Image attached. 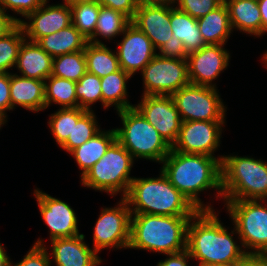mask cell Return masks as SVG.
I'll list each match as a JSON object with an SVG mask.
<instances>
[{"instance_id": "74e56055", "label": "cell", "mask_w": 267, "mask_h": 266, "mask_svg": "<svg viewBox=\"0 0 267 266\" xmlns=\"http://www.w3.org/2000/svg\"><path fill=\"white\" fill-rule=\"evenodd\" d=\"M49 256L51 255L39 238L20 262L15 265L11 262L10 266H50L52 259Z\"/></svg>"}, {"instance_id": "f6af8a7d", "label": "cell", "mask_w": 267, "mask_h": 266, "mask_svg": "<svg viewBox=\"0 0 267 266\" xmlns=\"http://www.w3.org/2000/svg\"><path fill=\"white\" fill-rule=\"evenodd\" d=\"M240 266H267V254L247 253Z\"/></svg>"}, {"instance_id": "277c9868", "label": "cell", "mask_w": 267, "mask_h": 266, "mask_svg": "<svg viewBox=\"0 0 267 266\" xmlns=\"http://www.w3.org/2000/svg\"><path fill=\"white\" fill-rule=\"evenodd\" d=\"M157 178H135L125 200L131 214L194 216L198 211L160 170ZM131 206L133 208H131Z\"/></svg>"}, {"instance_id": "7dc6e473", "label": "cell", "mask_w": 267, "mask_h": 266, "mask_svg": "<svg viewBox=\"0 0 267 266\" xmlns=\"http://www.w3.org/2000/svg\"><path fill=\"white\" fill-rule=\"evenodd\" d=\"M10 258L8 257L4 246L0 243V266H10Z\"/></svg>"}, {"instance_id": "b9f144b4", "label": "cell", "mask_w": 267, "mask_h": 266, "mask_svg": "<svg viewBox=\"0 0 267 266\" xmlns=\"http://www.w3.org/2000/svg\"><path fill=\"white\" fill-rule=\"evenodd\" d=\"M159 50L160 53H158V55L163 57L186 59L188 55L184 49L182 41L174 37H171L169 41L159 48Z\"/></svg>"}, {"instance_id": "f546056e", "label": "cell", "mask_w": 267, "mask_h": 266, "mask_svg": "<svg viewBox=\"0 0 267 266\" xmlns=\"http://www.w3.org/2000/svg\"><path fill=\"white\" fill-rule=\"evenodd\" d=\"M75 86V81L50 75L45 81V109L52 102L61 105L62 109L78 108Z\"/></svg>"}, {"instance_id": "d4e9b609", "label": "cell", "mask_w": 267, "mask_h": 266, "mask_svg": "<svg viewBox=\"0 0 267 266\" xmlns=\"http://www.w3.org/2000/svg\"><path fill=\"white\" fill-rule=\"evenodd\" d=\"M198 27L205 43L225 45L232 30L229 11L223 2L215 10L197 19Z\"/></svg>"}, {"instance_id": "bcb514c9", "label": "cell", "mask_w": 267, "mask_h": 266, "mask_svg": "<svg viewBox=\"0 0 267 266\" xmlns=\"http://www.w3.org/2000/svg\"><path fill=\"white\" fill-rule=\"evenodd\" d=\"M259 10L262 18V35L267 32V0H258Z\"/></svg>"}, {"instance_id": "9c48e42d", "label": "cell", "mask_w": 267, "mask_h": 266, "mask_svg": "<svg viewBox=\"0 0 267 266\" xmlns=\"http://www.w3.org/2000/svg\"><path fill=\"white\" fill-rule=\"evenodd\" d=\"M183 121H225L224 106L216 87L188 84L172 95Z\"/></svg>"}, {"instance_id": "2e32d148", "label": "cell", "mask_w": 267, "mask_h": 266, "mask_svg": "<svg viewBox=\"0 0 267 266\" xmlns=\"http://www.w3.org/2000/svg\"><path fill=\"white\" fill-rule=\"evenodd\" d=\"M123 34L116 54L120 68L132 76L137 70L142 71L157 53L147 35L132 22Z\"/></svg>"}, {"instance_id": "ac0fdd59", "label": "cell", "mask_w": 267, "mask_h": 266, "mask_svg": "<svg viewBox=\"0 0 267 266\" xmlns=\"http://www.w3.org/2000/svg\"><path fill=\"white\" fill-rule=\"evenodd\" d=\"M131 22L147 35L155 50L173 37L170 27V3L140 1Z\"/></svg>"}, {"instance_id": "816d5d0a", "label": "cell", "mask_w": 267, "mask_h": 266, "mask_svg": "<svg viewBox=\"0 0 267 266\" xmlns=\"http://www.w3.org/2000/svg\"><path fill=\"white\" fill-rule=\"evenodd\" d=\"M6 123V121L2 118V117H0V129H1V125H4Z\"/></svg>"}, {"instance_id": "1f68e13d", "label": "cell", "mask_w": 267, "mask_h": 266, "mask_svg": "<svg viewBox=\"0 0 267 266\" xmlns=\"http://www.w3.org/2000/svg\"><path fill=\"white\" fill-rule=\"evenodd\" d=\"M95 116L93 110H90L86 111L78 121H73L72 135L60 147L70 153L97 135L101 130Z\"/></svg>"}, {"instance_id": "7bdbcfd3", "label": "cell", "mask_w": 267, "mask_h": 266, "mask_svg": "<svg viewBox=\"0 0 267 266\" xmlns=\"http://www.w3.org/2000/svg\"><path fill=\"white\" fill-rule=\"evenodd\" d=\"M22 19L13 17L0 9V38L10 33Z\"/></svg>"}, {"instance_id": "d6a6232c", "label": "cell", "mask_w": 267, "mask_h": 266, "mask_svg": "<svg viewBox=\"0 0 267 266\" xmlns=\"http://www.w3.org/2000/svg\"><path fill=\"white\" fill-rule=\"evenodd\" d=\"M100 7L98 1L70 5L72 24L87 39L94 34Z\"/></svg>"}, {"instance_id": "5bb4252c", "label": "cell", "mask_w": 267, "mask_h": 266, "mask_svg": "<svg viewBox=\"0 0 267 266\" xmlns=\"http://www.w3.org/2000/svg\"><path fill=\"white\" fill-rule=\"evenodd\" d=\"M224 45L208 44L187 55L188 75L191 84L216 87L212 84L228 66L229 51Z\"/></svg>"}, {"instance_id": "f907efd6", "label": "cell", "mask_w": 267, "mask_h": 266, "mask_svg": "<svg viewBox=\"0 0 267 266\" xmlns=\"http://www.w3.org/2000/svg\"><path fill=\"white\" fill-rule=\"evenodd\" d=\"M206 266H240V263L239 264H233V265H206Z\"/></svg>"}, {"instance_id": "484cf974", "label": "cell", "mask_w": 267, "mask_h": 266, "mask_svg": "<svg viewBox=\"0 0 267 266\" xmlns=\"http://www.w3.org/2000/svg\"><path fill=\"white\" fill-rule=\"evenodd\" d=\"M115 141L116 133L114 129L100 131L93 138L69 153L74 156L79 168H81V177H83L90 168L105 155L109 147Z\"/></svg>"}, {"instance_id": "e0dca14e", "label": "cell", "mask_w": 267, "mask_h": 266, "mask_svg": "<svg viewBox=\"0 0 267 266\" xmlns=\"http://www.w3.org/2000/svg\"><path fill=\"white\" fill-rule=\"evenodd\" d=\"M34 195L40 214L50 229V240L80 234L76 214L69 204L38 189L34 190Z\"/></svg>"}, {"instance_id": "7c38bea8", "label": "cell", "mask_w": 267, "mask_h": 266, "mask_svg": "<svg viewBox=\"0 0 267 266\" xmlns=\"http://www.w3.org/2000/svg\"><path fill=\"white\" fill-rule=\"evenodd\" d=\"M224 121H183L173 151L213 156L220 146Z\"/></svg>"}, {"instance_id": "c3c4849f", "label": "cell", "mask_w": 267, "mask_h": 266, "mask_svg": "<svg viewBox=\"0 0 267 266\" xmlns=\"http://www.w3.org/2000/svg\"><path fill=\"white\" fill-rule=\"evenodd\" d=\"M98 0H64V3H67L68 5H74L77 3H84V2H95Z\"/></svg>"}, {"instance_id": "e575fe53", "label": "cell", "mask_w": 267, "mask_h": 266, "mask_svg": "<svg viewBox=\"0 0 267 266\" xmlns=\"http://www.w3.org/2000/svg\"><path fill=\"white\" fill-rule=\"evenodd\" d=\"M25 39L19 24L5 37L0 38V73H9L8 69L15 67L19 49Z\"/></svg>"}, {"instance_id": "4fadbf2b", "label": "cell", "mask_w": 267, "mask_h": 266, "mask_svg": "<svg viewBox=\"0 0 267 266\" xmlns=\"http://www.w3.org/2000/svg\"><path fill=\"white\" fill-rule=\"evenodd\" d=\"M134 107L172 147L182 123L172 96H142L141 102Z\"/></svg>"}, {"instance_id": "52a82bcc", "label": "cell", "mask_w": 267, "mask_h": 266, "mask_svg": "<svg viewBox=\"0 0 267 266\" xmlns=\"http://www.w3.org/2000/svg\"><path fill=\"white\" fill-rule=\"evenodd\" d=\"M133 156L116 140L105 155L81 178L83 186L105 191L112 196L121 193L124 198L129 191Z\"/></svg>"}, {"instance_id": "f1b7e54d", "label": "cell", "mask_w": 267, "mask_h": 266, "mask_svg": "<svg viewBox=\"0 0 267 266\" xmlns=\"http://www.w3.org/2000/svg\"><path fill=\"white\" fill-rule=\"evenodd\" d=\"M130 23L131 19L123 13L101 6L94 34L88 39V42L104 44L97 39L98 35L105 39H112L116 35L122 34Z\"/></svg>"}, {"instance_id": "4316f807", "label": "cell", "mask_w": 267, "mask_h": 266, "mask_svg": "<svg viewBox=\"0 0 267 266\" xmlns=\"http://www.w3.org/2000/svg\"><path fill=\"white\" fill-rule=\"evenodd\" d=\"M132 76L122 68L101 78L102 105L108 108L114 105L118 111L134 107L127 100V80Z\"/></svg>"}, {"instance_id": "cb8c5ba5", "label": "cell", "mask_w": 267, "mask_h": 266, "mask_svg": "<svg viewBox=\"0 0 267 266\" xmlns=\"http://www.w3.org/2000/svg\"><path fill=\"white\" fill-rule=\"evenodd\" d=\"M52 58L85 50L88 39L73 25L40 38L36 42Z\"/></svg>"}, {"instance_id": "30bf717a", "label": "cell", "mask_w": 267, "mask_h": 266, "mask_svg": "<svg viewBox=\"0 0 267 266\" xmlns=\"http://www.w3.org/2000/svg\"><path fill=\"white\" fill-rule=\"evenodd\" d=\"M146 95L172 96L190 84L186 59L156 56L141 71Z\"/></svg>"}, {"instance_id": "5b68a950", "label": "cell", "mask_w": 267, "mask_h": 266, "mask_svg": "<svg viewBox=\"0 0 267 266\" xmlns=\"http://www.w3.org/2000/svg\"><path fill=\"white\" fill-rule=\"evenodd\" d=\"M222 195L224 200L267 198V163L251 157L222 156Z\"/></svg>"}, {"instance_id": "60d3db41", "label": "cell", "mask_w": 267, "mask_h": 266, "mask_svg": "<svg viewBox=\"0 0 267 266\" xmlns=\"http://www.w3.org/2000/svg\"><path fill=\"white\" fill-rule=\"evenodd\" d=\"M11 110L10 72L0 73V117L6 122V111Z\"/></svg>"}, {"instance_id": "8992f818", "label": "cell", "mask_w": 267, "mask_h": 266, "mask_svg": "<svg viewBox=\"0 0 267 266\" xmlns=\"http://www.w3.org/2000/svg\"><path fill=\"white\" fill-rule=\"evenodd\" d=\"M123 127L116 128V140L133 156L162 163L172 147L135 108L118 111Z\"/></svg>"}, {"instance_id": "4dcf8cb0", "label": "cell", "mask_w": 267, "mask_h": 266, "mask_svg": "<svg viewBox=\"0 0 267 266\" xmlns=\"http://www.w3.org/2000/svg\"><path fill=\"white\" fill-rule=\"evenodd\" d=\"M87 72L85 50L53 58L52 75L77 82Z\"/></svg>"}, {"instance_id": "8fae6325", "label": "cell", "mask_w": 267, "mask_h": 266, "mask_svg": "<svg viewBox=\"0 0 267 266\" xmlns=\"http://www.w3.org/2000/svg\"><path fill=\"white\" fill-rule=\"evenodd\" d=\"M130 221V207L123 197L117 207L103 209L95 223L93 249L98 253L105 248H128Z\"/></svg>"}, {"instance_id": "ba28073f", "label": "cell", "mask_w": 267, "mask_h": 266, "mask_svg": "<svg viewBox=\"0 0 267 266\" xmlns=\"http://www.w3.org/2000/svg\"><path fill=\"white\" fill-rule=\"evenodd\" d=\"M234 222L241 247L248 253L267 254V207L261 200H224Z\"/></svg>"}, {"instance_id": "83f0119b", "label": "cell", "mask_w": 267, "mask_h": 266, "mask_svg": "<svg viewBox=\"0 0 267 266\" xmlns=\"http://www.w3.org/2000/svg\"><path fill=\"white\" fill-rule=\"evenodd\" d=\"M87 72L103 78L120 69L117 54L105 44L88 42L85 47Z\"/></svg>"}, {"instance_id": "3957f363", "label": "cell", "mask_w": 267, "mask_h": 266, "mask_svg": "<svg viewBox=\"0 0 267 266\" xmlns=\"http://www.w3.org/2000/svg\"><path fill=\"white\" fill-rule=\"evenodd\" d=\"M191 217L131 214L128 248L166 255L182 252L186 250L187 226Z\"/></svg>"}, {"instance_id": "ee69618b", "label": "cell", "mask_w": 267, "mask_h": 266, "mask_svg": "<svg viewBox=\"0 0 267 266\" xmlns=\"http://www.w3.org/2000/svg\"><path fill=\"white\" fill-rule=\"evenodd\" d=\"M169 258H166L164 261L158 262L157 266H188V258L191 259L190 254L187 250H184L179 253L167 254Z\"/></svg>"}, {"instance_id": "8d00e7d4", "label": "cell", "mask_w": 267, "mask_h": 266, "mask_svg": "<svg viewBox=\"0 0 267 266\" xmlns=\"http://www.w3.org/2000/svg\"><path fill=\"white\" fill-rule=\"evenodd\" d=\"M175 2L178 3L176 8L198 19L215 10L224 0H176Z\"/></svg>"}, {"instance_id": "7402d4cb", "label": "cell", "mask_w": 267, "mask_h": 266, "mask_svg": "<svg viewBox=\"0 0 267 266\" xmlns=\"http://www.w3.org/2000/svg\"><path fill=\"white\" fill-rule=\"evenodd\" d=\"M229 11L232 29L261 36L262 18L256 0H224Z\"/></svg>"}, {"instance_id": "d590c367", "label": "cell", "mask_w": 267, "mask_h": 266, "mask_svg": "<svg viewBox=\"0 0 267 266\" xmlns=\"http://www.w3.org/2000/svg\"><path fill=\"white\" fill-rule=\"evenodd\" d=\"M78 107L90 111V106L99 101L102 103L101 78L86 72L75 86Z\"/></svg>"}, {"instance_id": "603a6c76", "label": "cell", "mask_w": 267, "mask_h": 266, "mask_svg": "<svg viewBox=\"0 0 267 266\" xmlns=\"http://www.w3.org/2000/svg\"><path fill=\"white\" fill-rule=\"evenodd\" d=\"M170 4V27L173 37L182 41L187 54L206 46L197 19Z\"/></svg>"}, {"instance_id": "ffe728a7", "label": "cell", "mask_w": 267, "mask_h": 266, "mask_svg": "<svg viewBox=\"0 0 267 266\" xmlns=\"http://www.w3.org/2000/svg\"><path fill=\"white\" fill-rule=\"evenodd\" d=\"M11 110L16 105L32 112L45 109V81L10 73Z\"/></svg>"}, {"instance_id": "f35d334b", "label": "cell", "mask_w": 267, "mask_h": 266, "mask_svg": "<svg viewBox=\"0 0 267 266\" xmlns=\"http://www.w3.org/2000/svg\"><path fill=\"white\" fill-rule=\"evenodd\" d=\"M45 1L46 0H0V9L6 12L9 8L17 14L26 17L29 13L39 8Z\"/></svg>"}, {"instance_id": "6da1fadb", "label": "cell", "mask_w": 267, "mask_h": 266, "mask_svg": "<svg viewBox=\"0 0 267 266\" xmlns=\"http://www.w3.org/2000/svg\"><path fill=\"white\" fill-rule=\"evenodd\" d=\"M234 232L228 233L214 210H198L187 226L186 250L199 266L239 264L249 251L236 244Z\"/></svg>"}, {"instance_id": "f5cc1de1", "label": "cell", "mask_w": 267, "mask_h": 266, "mask_svg": "<svg viewBox=\"0 0 267 266\" xmlns=\"http://www.w3.org/2000/svg\"><path fill=\"white\" fill-rule=\"evenodd\" d=\"M263 61H265V63L267 64V51L263 55ZM266 67H267V65H266Z\"/></svg>"}, {"instance_id": "7a4b0ae2", "label": "cell", "mask_w": 267, "mask_h": 266, "mask_svg": "<svg viewBox=\"0 0 267 266\" xmlns=\"http://www.w3.org/2000/svg\"><path fill=\"white\" fill-rule=\"evenodd\" d=\"M222 157L188 154L173 151L163 160L161 171L170 183L182 193L197 210H213L201 202L198 194L207 189L218 190L222 197Z\"/></svg>"}, {"instance_id": "836d02e7", "label": "cell", "mask_w": 267, "mask_h": 266, "mask_svg": "<svg viewBox=\"0 0 267 266\" xmlns=\"http://www.w3.org/2000/svg\"><path fill=\"white\" fill-rule=\"evenodd\" d=\"M87 110L82 108H67L59 109L54 114H51L49 119V127L55 141L59 146H61L70 135H72L73 121H78V119Z\"/></svg>"}, {"instance_id": "9a60e30c", "label": "cell", "mask_w": 267, "mask_h": 266, "mask_svg": "<svg viewBox=\"0 0 267 266\" xmlns=\"http://www.w3.org/2000/svg\"><path fill=\"white\" fill-rule=\"evenodd\" d=\"M47 2L48 0L25 17L29 23L23 20L18 23L23 29L25 38L29 41L37 42L40 38L72 24L70 5L64 3L47 6Z\"/></svg>"}, {"instance_id": "44dd1931", "label": "cell", "mask_w": 267, "mask_h": 266, "mask_svg": "<svg viewBox=\"0 0 267 266\" xmlns=\"http://www.w3.org/2000/svg\"><path fill=\"white\" fill-rule=\"evenodd\" d=\"M26 40L19 49L15 66L22 77L46 81L52 75L53 58L36 42Z\"/></svg>"}, {"instance_id": "ab89813d", "label": "cell", "mask_w": 267, "mask_h": 266, "mask_svg": "<svg viewBox=\"0 0 267 266\" xmlns=\"http://www.w3.org/2000/svg\"><path fill=\"white\" fill-rule=\"evenodd\" d=\"M101 6L112 8L129 17L134 18L140 0H98Z\"/></svg>"}, {"instance_id": "d6986e66", "label": "cell", "mask_w": 267, "mask_h": 266, "mask_svg": "<svg viewBox=\"0 0 267 266\" xmlns=\"http://www.w3.org/2000/svg\"><path fill=\"white\" fill-rule=\"evenodd\" d=\"M85 235L50 240L56 266H97L102 261L84 242Z\"/></svg>"}, {"instance_id": "681fc988", "label": "cell", "mask_w": 267, "mask_h": 266, "mask_svg": "<svg viewBox=\"0 0 267 266\" xmlns=\"http://www.w3.org/2000/svg\"><path fill=\"white\" fill-rule=\"evenodd\" d=\"M142 2H152V3H170V4H175L176 0H140Z\"/></svg>"}]
</instances>
